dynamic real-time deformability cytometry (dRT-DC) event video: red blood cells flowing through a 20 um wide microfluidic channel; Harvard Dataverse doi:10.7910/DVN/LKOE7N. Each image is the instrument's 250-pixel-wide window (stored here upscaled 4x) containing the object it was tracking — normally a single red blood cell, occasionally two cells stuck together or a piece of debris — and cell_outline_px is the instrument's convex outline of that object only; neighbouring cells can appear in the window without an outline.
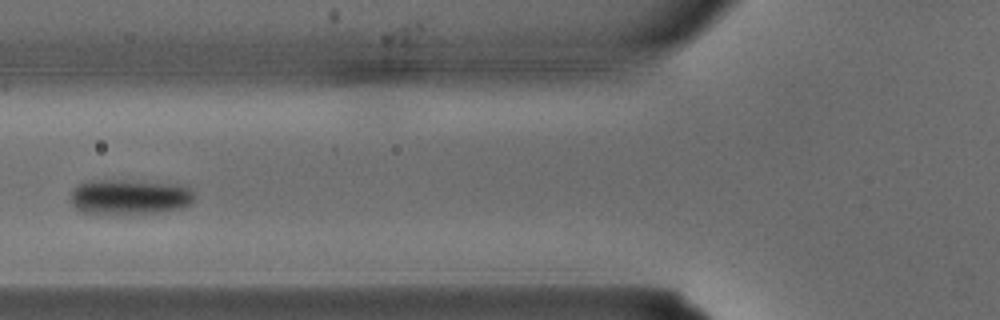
{"species": "common noctule bat (a hibernating species)", "species_latin": "Nyctalus noctula", "temperature_condition": "warm", "stored_images_in_passage": 2, "camera_frame_rate_fps": 3000, "um_per_image_px": 0.085, "animal": {"sex": "male", "body_mass_g": 15.6}, "frame": {"image": 1, "passage_image": 2, "time_ms": 0.333, "image_size_px": [1000, 320], "cell_outline_px": [[196, 196], [192, 204], [184, 208], [164, 212], [136, 216], [96, 216], [80, 212], [72, 204], [68, 196], [72, 188], [76, 184], [84, 180], [124, 180], [180, 184], [188, 188]], "centroid_in_image_um": [10.95, 16.8], "position_along_channel_um": 114.9, "area_um2": 27.34}}